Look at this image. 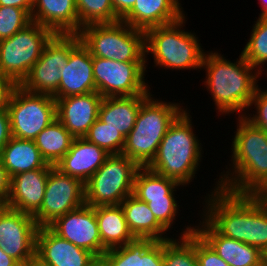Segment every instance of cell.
I'll return each instance as SVG.
<instances>
[{
	"mask_svg": "<svg viewBox=\"0 0 267 266\" xmlns=\"http://www.w3.org/2000/svg\"><path fill=\"white\" fill-rule=\"evenodd\" d=\"M0 161L10 177L26 171L42 169L47 165L34 140L13 136L2 148Z\"/></svg>",
	"mask_w": 267,
	"mask_h": 266,
	"instance_id": "4316f807",
	"label": "cell"
},
{
	"mask_svg": "<svg viewBox=\"0 0 267 266\" xmlns=\"http://www.w3.org/2000/svg\"><path fill=\"white\" fill-rule=\"evenodd\" d=\"M140 166L122 154H111L85 183L86 205H120L133 194L134 178Z\"/></svg>",
	"mask_w": 267,
	"mask_h": 266,
	"instance_id": "ba28073f",
	"label": "cell"
},
{
	"mask_svg": "<svg viewBox=\"0 0 267 266\" xmlns=\"http://www.w3.org/2000/svg\"><path fill=\"white\" fill-rule=\"evenodd\" d=\"M232 138V168L221 174L216 184L236 194H257L267 184V133L243 116L236 118Z\"/></svg>",
	"mask_w": 267,
	"mask_h": 266,
	"instance_id": "3957f363",
	"label": "cell"
},
{
	"mask_svg": "<svg viewBox=\"0 0 267 266\" xmlns=\"http://www.w3.org/2000/svg\"><path fill=\"white\" fill-rule=\"evenodd\" d=\"M195 231L230 266H261V251L254 246L221 235L203 216Z\"/></svg>",
	"mask_w": 267,
	"mask_h": 266,
	"instance_id": "44dd1931",
	"label": "cell"
},
{
	"mask_svg": "<svg viewBox=\"0 0 267 266\" xmlns=\"http://www.w3.org/2000/svg\"><path fill=\"white\" fill-rule=\"evenodd\" d=\"M261 200L267 202V184L256 194Z\"/></svg>",
	"mask_w": 267,
	"mask_h": 266,
	"instance_id": "c3c4849f",
	"label": "cell"
},
{
	"mask_svg": "<svg viewBox=\"0 0 267 266\" xmlns=\"http://www.w3.org/2000/svg\"><path fill=\"white\" fill-rule=\"evenodd\" d=\"M115 14L122 19L134 6L136 0H111Z\"/></svg>",
	"mask_w": 267,
	"mask_h": 266,
	"instance_id": "b9f144b4",
	"label": "cell"
},
{
	"mask_svg": "<svg viewBox=\"0 0 267 266\" xmlns=\"http://www.w3.org/2000/svg\"><path fill=\"white\" fill-rule=\"evenodd\" d=\"M255 22L250 38L241 53L246 61L261 74L267 62V18H258Z\"/></svg>",
	"mask_w": 267,
	"mask_h": 266,
	"instance_id": "d6a6232c",
	"label": "cell"
},
{
	"mask_svg": "<svg viewBox=\"0 0 267 266\" xmlns=\"http://www.w3.org/2000/svg\"><path fill=\"white\" fill-rule=\"evenodd\" d=\"M0 266H21L15 259L7 255L0 246Z\"/></svg>",
	"mask_w": 267,
	"mask_h": 266,
	"instance_id": "ee69618b",
	"label": "cell"
},
{
	"mask_svg": "<svg viewBox=\"0 0 267 266\" xmlns=\"http://www.w3.org/2000/svg\"><path fill=\"white\" fill-rule=\"evenodd\" d=\"M163 266H198L194 225H187L178 239L163 240Z\"/></svg>",
	"mask_w": 267,
	"mask_h": 266,
	"instance_id": "4dcf8cb0",
	"label": "cell"
},
{
	"mask_svg": "<svg viewBox=\"0 0 267 266\" xmlns=\"http://www.w3.org/2000/svg\"><path fill=\"white\" fill-rule=\"evenodd\" d=\"M180 185L147 167H140L134 178L133 195L143 202H150V199L175 198L174 191H177L176 188Z\"/></svg>",
	"mask_w": 267,
	"mask_h": 266,
	"instance_id": "f546056e",
	"label": "cell"
},
{
	"mask_svg": "<svg viewBox=\"0 0 267 266\" xmlns=\"http://www.w3.org/2000/svg\"><path fill=\"white\" fill-rule=\"evenodd\" d=\"M31 20L55 34L79 33L75 0H33Z\"/></svg>",
	"mask_w": 267,
	"mask_h": 266,
	"instance_id": "603a6c76",
	"label": "cell"
},
{
	"mask_svg": "<svg viewBox=\"0 0 267 266\" xmlns=\"http://www.w3.org/2000/svg\"><path fill=\"white\" fill-rule=\"evenodd\" d=\"M262 3L261 5V11L258 18H267V0H260Z\"/></svg>",
	"mask_w": 267,
	"mask_h": 266,
	"instance_id": "bcb514c9",
	"label": "cell"
},
{
	"mask_svg": "<svg viewBox=\"0 0 267 266\" xmlns=\"http://www.w3.org/2000/svg\"><path fill=\"white\" fill-rule=\"evenodd\" d=\"M31 22V16L24 9L0 6V41L11 37Z\"/></svg>",
	"mask_w": 267,
	"mask_h": 266,
	"instance_id": "e575fe53",
	"label": "cell"
},
{
	"mask_svg": "<svg viewBox=\"0 0 267 266\" xmlns=\"http://www.w3.org/2000/svg\"><path fill=\"white\" fill-rule=\"evenodd\" d=\"M195 251L198 266H230L196 231Z\"/></svg>",
	"mask_w": 267,
	"mask_h": 266,
	"instance_id": "74e56055",
	"label": "cell"
},
{
	"mask_svg": "<svg viewBox=\"0 0 267 266\" xmlns=\"http://www.w3.org/2000/svg\"><path fill=\"white\" fill-rule=\"evenodd\" d=\"M105 149L84 137L73 139L69 151L56 164L63 174L77 178L84 184L110 156Z\"/></svg>",
	"mask_w": 267,
	"mask_h": 266,
	"instance_id": "ffe728a7",
	"label": "cell"
},
{
	"mask_svg": "<svg viewBox=\"0 0 267 266\" xmlns=\"http://www.w3.org/2000/svg\"><path fill=\"white\" fill-rule=\"evenodd\" d=\"M35 254L50 266H89L97 258L59 237L49 227H38Z\"/></svg>",
	"mask_w": 267,
	"mask_h": 266,
	"instance_id": "e0dca14e",
	"label": "cell"
},
{
	"mask_svg": "<svg viewBox=\"0 0 267 266\" xmlns=\"http://www.w3.org/2000/svg\"><path fill=\"white\" fill-rule=\"evenodd\" d=\"M202 69H206L204 85L211 92L217 113L230 115L238 112L239 117L246 115L261 74L246 61L242 53L239 59L231 62L218 52H206Z\"/></svg>",
	"mask_w": 267,
	"mask_h": 266,
	"instance_id": "7a4b0ae2",
	"label": "cell"
},
{
	"mask_svg": "<svg viewBox=\"0 0 267 266\" xmlns=\"http://www.w3.org/2000/svg\"><path fill=\"white\" fill-rule=\"evenodd\" d=\"M84 138L105 149L109 154H121L125 145V137L99 119L90 127Z\"/></svg>",
	"mask_w": 267,
	"mask_h": 266,
	"instance_id": "836d02e7",
	"label": "cell"
},
{
	"mask_svg": "<svg viewBox=\"0 0 267 266\" xmlns=\"http://www.w3.org/2000/svg\"><path fill=\"white\" fill-rule=\"evenodd\" d=\"M187 108L175 119L164 135L155 157L146 166L181 186L195 178L202 158V146L192 126Z\"/></svg>",
	"mask_w": 267,
	"mask_h": 266,
	"instance_id": "277c9868",
	"label": "cell"
},
{
	"mask_svg": "<svg viewBox=\"0 0 267 266\" xmlns=\"http://www.w3.org/2000/svg\"><path fill=\"white\" fill-rule=\"evenodd\" d=\"M89 266H109L103 257L96 258Z\"/></svg>",
	"mask_w": 267,
	"mask_h": 266,
	"instance_id": "7dc6e473",
	"label": "cell"
},
{
	"mask_svg": "<svg viewBox=\"0 0 267 266\" xmlns=\"http://www.w3.org/2000/svg\"><path fill=\"white\" fill-rule=\"evenodd\" d=\"M185 19L183 16L174 23L145 31V62L151 53L155 67L201 70L205 52L195 33L183 29Z\"/></svg>",
	"mask_w": 267,
	"mask_h": 266,
	"instance_id": "8992f818",
	"label": "cell"
},
{
	"mask_svg": "<svg viewBox=\"0 0 267 266\" xmlns=\"http://www.w3.org/2000/svg\"><path fill=\"white\" fill-rule=\"evenodd\" d=\"M15 86L11 79L0 73V109L6 108Z\"/></svg>",
	"mask_w": 267,
	"mask_h": 266,
	"instance_id": "ab89813d",
	"label": "cell"
},
{
	"mask_svg": "<svg viewBox=\"0 0 267 266\" xmlns=\"http://www.w3.org/2000/svg\"><path fill=\"white\" fill-rule=\"evenodd\" d=\"M48 227L59 237L93 253L97 258L103 257L107 250L101 242L95 207L85 204L57 218Z\"/></svg>",
	"mask_w": 267,
	"mask_h": 266,
	"instance_id": "9a60e30c",
	"label": "cell"
},
{
	"mask_svg": "<svg viewBox=\"0 0 267 266\" xmlns=\"http://www.w3.org/2000/svg\"><path fill=\"white\" fill-rule=\"evenodd\" d=\"M185 16L179 0H136L121 19L134 29L146 31L174 23Z\"/></svg>",
	"mask_w": 267,
	"mask_h": 266,
	"instance_id": "7402d4cb",
	"label": "cell"
},
{
	"mask_svg": "<svg viewBox=\"0 0 267 266\" xmlns=\"http://www.w3.org/2000/svg\"><path fill=\"white\" fill-rule=\"evenodd\" d=\"M95 216L102 245L107 250L126 245L135 239L128 228L121 205L97 206Z\"/></svg>",
	"mask_w": 267,
	"mask_h": 266,
	"instance_id": "83f0119b",
	"label": "cell"
},
{
	"mask_svg": "<svg viewBox=\"0 0 267 266\" xmlns=\"http://www.w3.org/2000/svg\"><path fill=\"white\" fill-rule=\"evenodd\" d=\"M85 204V184L52 166L41 207L33 217L38 227H48L57 218Z\"/></svg>",
	"mask_w": 267,
	"mask_h": 266,
	"instance_id": "4fadbf2b",
	"label": "cell"
},
{
	"mask_svg": "<svg viewBox=\"0 0 267 266\" xmlns=\"http://www.w3.org/2000/svg\"><path fill=\"white\" fill-rule=\"evenodd\" d=\"M6 109L13 137L34 140L56 119V100L48 94L33 93L16 85Z\"/></svg>",
	"mask_w": 267,
	"mask_h": 266,
	"instance_id": "30bf717a",
	"label": "cell"
},
{
	"mask_svg": "<svg viewBox=\"0 0 267 266\" xmlns=\"http://www.w3.org/2000/svg\"><path fill=\"white\" fill-rule=\"evenodd\" d=\"M11 177L0 161V206L6 205L10 193Z\"/></svg>",
	"mask_w": 267,
	"mask_h": 266,
	"instance_id": "60d3db41",
	"label": "cell"
},
{
	"mask_svg": "<svg viewBox=\"0 0 267 266\" xmlns=\"http://www.w3.org/2000/svg\"><path fill=\"white\" fill-rule=\"evenodd\" d=\"M12 138L10 118L6 108L0 109V152Z\"/></svg>",
	"mask_w": 267,
	"mask_h": 266,
	"instance_id": "f35d334b",
	"label": "cell"
},
{
	"mask_svg": "<svg viewBox=\"0 0 267 266\" xmlns=\"http://www.w3.org/2000/svg\"><path fill=\"white\" fill-rule=\"evenodd\" d=\"M55 33L31 22L11 37L0 41V73L20 85L42 55Z\"/></svg>",
	"mask_w": 267,
	"mask_h": 266,
	"instance_id": "9c48e42d",
	"label": "cell"
},
{
	"mask_svg": "<svg viewBox=\"0 0 267 266\" xmlns=\"http://www.w3.org/2000/svg\"><path fill=\"white\" fill-rule=\"evenodd\" d=\"M23 266H50V265L35 254Z\"/></svg>",
	"mask_w": 267,
	"mask_h": 266,
	"instance_id": "f6af8a7d",
	"label": "cell"
},
{
	"mask_svg": "<svg viewBox=\"0 0 267 266\" xmlns=\"http://www.w3.org/2000/svg\"><path fill=\"white\" fill-rule=\"evenodd\" d=\"M0 6L21 8L31 16L33 0H0Z\"/></svg>",
	"mask_w": 267,
	"mask_h": 266,
	"instance_id": "7bdbcfd3",
	"label": "cell"
},
{
	"mask_svg": "<svg viewBox=\"0 0 267 266\" xmlns=\"http://www.w3.org/2000/svg\"><path fill=\"white\" fill-rule=\"evenodd\" d=\"M79 32L90 24L115 23L121 19L115 14L111 0H75Z\"/></svg>",
	"mask_w": 267,
	"mask_h": 266,
	"instance_id": "1f68e13d",
	"label": "cell"
},
{
	"mask_svg": "<svg viewBox=\"0 0 267 266\" xmlns=\"http://www.w3.org/2000/svg\"><path fill=\"white\" fill-rule=\"evenodd\" d=\"M213 188L205 196L201 216L221 235L262 252L267 247V202L256 194H236L216 184Z\"/></svg>",
	"mask_w": 267,
	"mask_h": 266,
	"instance_id": "6da1fadb",
	"label": "cell"
},
{
	"mask_svg": "<svg viewBox=\"0 0 267 266\" xmlns=\"http://www.w3.org/2000/svg\"><path fill=\"white\" fill-rule=\"evenodd\" d=\"M37 230L33 216L0 206V246L21 266L35 255Z\"/></svg>",
	"mask_w": 267,
	"mask_h": 266,
	"instance_id": "5bb4252c",
	"label": "cell"
},
{
	"mask_svg": "<svg viewBox=\"0 0 267 266\" xmlns=\"http://www.w3.org/2000/svg\"><path fill=\"white\" fill-rule=\"evenodd\" d=\"M150 96L152 94L105 97L99 106L98 119L126 138L135 125L141 105Z\"/></svg>",
	"mask_w": 267,
	"mask_h": 266,
	"instance_id": "d4e9b609",
	"label": "cell"
},
{
	"mask_svg": "<svg viewBox=\"0 0 267 266\" xmlns=\"http://www.w3.org/2000/svg\"><path fill=\"white\" fill-rule=\"evenodd\" d=\"M93 78L103 97L151 94L144 79L146 62H119L92 56Z\"/></svg>",
	"mask_w": 267,
	"mask_h": 266,
	"instance_id": "7c38bea8",
	"label": "cell"
},
{
	"mask_svg": "<svg viewBox=\"0 0 267 266\" xmlns=\"http://www.w3.org/2000/svg\"><path fill=\"white\" fill-rule=\"evenodd\" d=\"M257 87L254 96L251 99L249 108L254 104L256 112L253 114H247L243 117L249 121L254 127L264 130L267 133V89L262 90Z\"/></svg>",
	"mask_w": 267,
	"mask_h": 266,
	"instance_id": "8d00e7d4",
	"label": "cell"
},
{
	"mask_svg": "<svg viewBox=\"0 0 267 266\" xmlns=\"http://www.w3.org/2000/svg\"><path fill=\"white\" fill-rule=\"evenodd\" d=\"M52 165L11 177L10 193L5 206L34 216L40 209Z\"/></svg>",
	"mask_w": 267,
	"mask_h": 266,
	"instance_id": "ac0fdd59",
	"label": "cell"
},
{
	"mask_svg": "<svg viewBox=\"0 0 267 266\" xmlns=\"http://www.w3.org/2000/svg\"><path fill=\"white\" fill-rule=\"evenodd\" d=\"M128 225L135 238H152L154 240H170L168 231L153 215L146 202L140 201L133 194L127 196L120 204Z\"/></svg>",
	"mask_w": 267,
	"mask_h": 266,
	"instance_id": "484cf974",
	"label": "cell"
},
{
	"mask_svg": "<svg viewBox=\"0 0 267 266\" xmlns=\"http://www.w3.org/2000/svg\"><path fill=\"white\" fill-rule=\"evenodd\" d=\"M75 137L56 118L34 139L42 158L52 166L69 151Z\"/></svg>",
	"mask_w": 267,
	"mask_h": 266,
	"instance_id": "f1b7e54d",
	"label": "cell"
},
{
	"mask_svg": "<svg viewBox=\"0 0 267 266\" xmlns=\"http://www.w3.org/2000/svg\"><path fill=\"white\" fill-rule=\"evenodd\" d=\"M60 72L58 98L97 92L92 56L81 41L70 51L67 63Z\"/></svg>",
	"mask_w": 267,
	"mask_h": 266,
	"instance_id": "d6986e66",
	"label": "cell"
},
{
	"mask_svg": "<svg viewBox=\"0 0 267 266\" xmlns=\"http://www.w3.org/2000/svg\"><path fill=\"white\" fill-rule=\"evenodd\" d=\"M102 99L98 92L55 98L56 118L75 138L84 137L98 119Z\"/></svg>",
	"mask_w": 267,
	"mask_h": 266,
	"instance_id": "2e32d148",
	"label": "cell"
},
{
	"mask_svg": "<svg viewBox=\"0 0 267 266\" xmlns=\"http://www.w3.org/2000/svg\"><path fill=\"white\" fill-rule=\"evenodd\" d=\"M80 41L78 34H55L20 86L29 92L58 98L60 70L67 63L70 51Z\"/></svg>",
	"mask_w": 267,
	"mask_h": 266,
	"instance_id": "8fae6325",
	"label": "cell"
},
{
	"mask_svg": "<svg viewBox=\"0 0 267 266\" xmlns=\"http://www.w3.org/2000/svg\"><path fill=\"white\" fill-rule=\"evenodd\" d=\"M155 218L167 229L170 230L178 214L179 205L176 198L150 199L146 202Z\"/></svg>",
	"mask_w": 267,
	"mask_h": 266,
	"instance_id": "d590c367",
	"label": "cell"
},
{
	"mask_svg": "<svg viewBox=\"0 0 267 266\" xmlns=\"http://www.w3.org/2000/svg\"><path fill=\"white\" fill-rule=\"evenodd\" d=\"M78 35L91 56L119 62H145V32L121 20L84 26Z\"/></svg>",
	"mask_w": 267,
	"mask_h": 266,
	"instance_id": "52a82bcc",
	"label": "cell"
},
{
	"mask_svg": "<svg viewBox=\"0 0 267 266\" xmlns=\"http://www.w3.org/2000/svg\"><path fill=\"white\" fill-rule=\"evenodd\" d=\"M103 258L109 266H163V240L135 238L106 250Z\"/></svg>",
	"mask_w": 267,
	"mask_h": 266,
	"instance_id": "cb8c5ba5",
	"label": "cell"
},
{
	"mask_svg": "<svg viewBox=\"0 0 267 266\" xmlns=\"http://www.w3.org/2000/svg\"><path fill=\"white\" fill-rule=\"evenodd\" d=\"M150 96L138 112L135 125L125 138L122 155L146 167L155 157L159 144L185 108Z\"/></svg>",
	"mask_w": 267,
	"mask_h": 266,
	"instance_id": "5b68a950",
	"label": "cell"
},
{
	"mask_svg": "<svg viewBox=\"0 0 267 266\" xmlns=\"http://www.w3.org/2000/svg\"><path fill=\"white\" fill-rule=\"evenodd\" d=\"M261 266H267V247L261 252Z\"/></svg>",
	"mask_w": 267,
	"mask_h": 266,
	"instance_id": "681fc988",
	"label": "cell"
}]
</instances>
